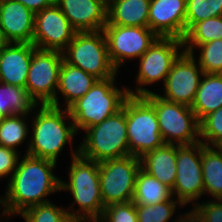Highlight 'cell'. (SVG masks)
I'll return each instance as SVG.
<instances>
[{
  "label": "cell",
  "mask_w": 222,
  "mask_h": 222,
  "mask_svg": "<svg viewBox=\"0 0 222 222\" xmlns=\"http://www.w3.org/2000/svg\"><path fill=\"white\" fill-rule=\"evenodd\" d=\"M57 164L49 159L21 155L4 189L5 215L10 220L31 206L51 201L48 198L51 194L61 192V176L55 174Z\"/></svg>",
  "instance_id": "6da1fadb"
},
{
  "label": "cell",
  "mask_w": 222,
  "mask_h": 222,
  "mask_svg": "<svg viewBox=\"0 0 222 222\" xmlns=\"http://www.w3.org/2000/svg\"><path fill=\"white\" fill-rule=\"evenodd\" d=\"M30 123L28 155L57 163L67 145L71 158L79 155V144L74 145L78 132L68 109L39 105L31 114Z\"/></svg>",
  "instance_id": "7a4b0ae2"
},
{
  "label": "cell",
  "mask_w": 222,
  "mask_h": 222,
  "mask_svg": "<svg viewBox=\"0 0 222 222\" xmlns=\"http://www.w3.org/2000/svg\"><path fill=\"white\" fill-rule=\"evenodd\" d=\"M68 164V179L60 180V191L68 192L74 200L66 206L67 212L74 222H97L105 208L100 189L99 162L78 155L70 157Z\"/></svg>",
  "instance_id": "3957f363"
},
{
  "label": "cell",
  "mask_w": 222,
  "mask_h": 222,
  "mask_svg": "<svg viewBox=\"0 0 222 222\" xmlns=\"http://www.w3.org/2000/svg\"><path fill=\"white\" fill-rule=\"evenodd\" d=\"M118 76L97 80L84 96L67 108L78 134L122 109L129 93L127 85L118 86Z\"/></svg>",
  "instance_id": "277c9868"
},
{
  "label": "cell",
  "mask_w": 222,
  "mask_h": 222,
  "mask_svg": "<svg viewBox=\"0 0 222 222\" xmlns=\"http://www.w3.org/2000/svg\"><path fill=\"white\" fill-rule=\"evenodd\" d=\"M83 133L85 135L79 141V155L87 160L102 162L130 155L126 112L123 108Z\"/></svg>",
  "instance_id": "5b68a950"
},
{
  "label": "cell",
  "mask_w": 222,
  "mask_h": 222,
  "mask_svg": "<svg viewBox=\"0 0 222 222\" xmlns=\"http://www.w3.org/2000/svg\"><path fill=\"white\" fill-rule=\"evenodd\" d=\"M184 51L183 40L175 37H158L148 50L138 59L135 84L127 86L129 95L144 96L154 91L156 83L164 84L173 62ZM148 87V88H145Z\"/></svg>",
  "instance_id": "8992f818"
},
{
  "label": "cell",
  "mask_w": 222,
  "mask_h": 222,
  "mask_svg": "<svg viewBox=\"0 0 222 222\" xmlns=\"http://www.w3.org/2000/svg\"><path fill=\"white\" fill-rule=\"evenodd\" d=\"M122 108L126 112L130 155L141 158L165 144L154 106L144 96L129 95Z\"/></svg>",
  "instance_id": "52a82bcc"
},
{
  "label": "cell",
  "mask_w": 222,
  "mask_h": 222,
  "mask_svg": "<svg viewBox=\"0 0 222 222\" xmlns=\"http://www.w3.org/2000/svg\"><path fill=\"white\" fill-rule=\"evenodd\" d=\"M62 54L66 63L82 69L98 80L108 79L121 73L110 60L103 30L76 32Z\"/></svg>",
  "instance_id": "ba28073f"
},
{
  "label": "cell",
  "mask_w": 222,
  "mask_h": 222,
  "mask_svg": "<svg viewBox=\"0 0 222 222\" xmlns=\"http://www.w3.org/2000/svg\"><path fill=\"white\" fill-rule=\"evenodd\" d=\"M154 106L165 144L191 145L200 142V125L190 106L168 101L155 92L144 95Z\"/></svg>",
  "instance_id": "9c48e42d"
},
{
  "label": "cell",
  "mask_w": 222,
  "mask_h": 222,
  "mask_svg": "<svg viewBox=\"0 0 222 222\" xmlns=\"http://www.w3.org/2000/svg\"><path fill=\"white\" fill-rule=\"evenodd\" d=\"M140 158L129 155L99 162V179L104 207L133 200Z\"/></svg>",
  "instance_id": "30bf717a"
},
{
  "label": "cell",
  "mask_w": 222,
  "mask_h": 222,
  "mask_svg": "<svg viewBox=\"0 0 222 222\" xmlns=\"http://www.w3.org/2000/svg\"><path fill=\"white\" fill-rule=\"evenodd\" d=\"M176 180L172 196L185 207L195 206L204 199L202 175V143L177 145ZM191 203V204H190Z\"/></svg>",
  "instance_id": "8fae6325"
},
{
  "label": "cell",
  "mask_w": 222,
  "mask_h": 222,
  "mask_svg": "<svg viewBox=\"0 0 222 222\" xmlns=\"http://www.w3.org/2000/svg\"><path fill=\"white\" fill-rule=\"evenodd\" d=\"M103 33L110 60L118 72L122 65L138 60L158 38L149 27L105 25Z\"/></svg>",
  "instance_id": "7c38bea8"
},
{
  "label": "cell",
  "mask_w": 222,
  "mask_h": 222,
  "mask_svg": "<svg viewBox=\"0 0 222 222\" xmlns=\"http://www.w3.org/2000/svg\"><path fill=\"white\" fill-rule=\"evenodd\" d=\"M62 62L60 51L34 50L25 88L39 105L51 104L55 100Z\"/></svg>",
  "instance_id": "4fadbf2b"
},
{
  "label": "cell",
  "mask_w": 222,
  "mask_h": 222,
  "mask_svg": "<svg viewBox=\"0 0 222 222\" xmlns=\"http://www.w3.org/2000/svg\"><path fill=\"white\" fill-rule=\"evenodd\" d=\"M203 74L194 56L183 51L173 62L164 84H160L163 88L153 91L168 101L191 107Z\"/></svg>",
  "instance_id": "5bb4252c"
},
{
  "label": "cell",
  "mask_w": 222,
  "mask_h": 222,
  "mask_svg": "<svg viewBox=\"0 0 222 222\" xmlns=\"http://www.w3.org/2000/svg\"><path fill=\"white\" fill-rule=\"evenodd\" d=\"M75 33L69 20L56 4L35 14L32 43L38 49L62 52Z\"/></svg>",
  "instance_id": "9a60e30c"
},
{
  "label": "cell",
  "mask_w": 222,
  "mask_h": 222,
  "mask_svg": "<svg viewBox=\"0 0 222 222\" xmlns=\"http://www.w3.org/2000/svg\"><path fill=\"white\" fill-rule=\"evenodd\" d=\"M35 13L14 0H0L2 43H32Z\"/></svg>",
  "instance_id": "2e32d148"
},
{
  "label": "cell",
  "mask_w": 222,
  "mask_h": 222,
  "mask_svg": "<svg viewBox=\"0 0 222 222\" xmlns=\"http://www.w3.org/2000/svg\"><path fill=\"white\" fill-rule=\"evenodd\" d=\"M148 27L158 37L183 39L186 33V0H150Z\"/></svg>",
  "instance_id": "e0dca14e"
},
{
  "label": "cell",
  "mask_w": 222,
  "mask_h": 222,
  "mask_svg": "<svg viewBox=\"0 0 222 222\" xmlns=\"http://www.w3.org/2000/svg\"><path fill=\"white\" fill-rule=\"evenodd\" d=\"M76 32L102 31L107 24V0H55Z\"/></svg>",
  "instance_id": "ac0fdd59"
},
{
  "label": "cell",
  "mask_w": 222,
  "mask_h": 222,
  "mask_svg": "<svg viewBox=\"0 0 222 222\" xmlns=\"http://www.w3.org/2000/svg\"><path fill=\"white\" fill-rule=\"evenodd\" d=\"M36 48L33 43H1L0 82L25 88Z\"/></svg>",
  "instance_id": "d6986e66"
},
{
  "label": "cell",
  "mask_w": 222,
  "mask_h": 222,
  "mask_svg": "<svg viewBox=\"0 0 222 222\" xmlns=\"http://www.w3.org/2000/svg\"><path fill=\"white\" fill-rule=\"evenodd\" d=\"M97 80L93 75L63 60L55 100L50 105L67 109L77 99L84 96Z\"/></svg>",
  "instance_id": "ffe728a7"
},
{
  "label": "cell",
  "mask_w": 222,
  "mask_h": 222,
  "mask_svg": "<svg viewBox=\"0 0 222 222\" xmlns=\"http://www.w3.org/2000/svg\"><path fill=\"white\" fill-rule=\"evenodd\" d=\"M177 144H164L140 158L141 169L171 190L176 180Z\"/></svg>",
  "instance_id": "44dd1931"
},
{
  "label": "cell",
  "mask_w": 222,
  "mask_h": 222,
  "mask_svg": "<svg viewBox=\"0 0 222 222\" xmlns=\"http://www.w3.org/2000/svg\"><path fill=\"white\" fill-rule=\"evenodd\" d=\"M150 0H107V24L148 27Z\"/></svg>",
  "instance_id": "7402d4cb"
},
{
  "label": "cell",
  "mask_w": 222,
  "mask_h": 222,
  "mask_svg": "<svg viewBox=\"0 0 222 222\" xmlns=\"http://www.w3.org/2000/svg\"><path fill=\"white\" fill-rule=\"evenodd\" d=\"M222 107V74L204 73L191 109L199 122Z\"/></svg>",
  "instance_id": "603a6c76"
},
{
  "label": "cell",
  "mask_w": 222,
  "mask_h": 222,
  "mask_svg": "<svg viewBox=\"0 0 222 222\" xmlns=\"http://www.w3.org/2000/svg\"><path fill=\"white\" fill-rule=\"evenodd\" d=\"M202 175L206 199H222V150L202 143Z\"/></svg>",
  "instance_id": "cb8c5ba5"
},
{
  "label": "cell",
  "mask_w": 222,
  "mask_h": 222,
  "mask_svg": "<svg viewBox=\"0 0 222 222\" xmlns=\"http://www.w3.org/2000/svg\"><path fill=\"white\" fill-rule=\"evenodd\" d=\"M30 120L31 115L16 114L6 116L0 121V146L11 148L19 152L21 147L26 143L27 149H21L20 152L23 151L27 154L30 144V141H28L30 140V138H28L30 137Z\"/></svg>",
  "instance_id": "d4e9b609"
},
{
  "label": "cell",
  "mask_w": 222,
  "mask_h": 222,
  "mask_svg": "<svg viewBox=\"0 0 222 222\" xmlns=\"http://www.w3.org/2000/svg\"><path fill=\"white\" fill-rule=\"evenodd\" d=\"M38 106L26 88L0 82V111L5 116L31 115Z\"/></svg>",
  "instance_id": "484cf974"
},
{
  "label": "cell",
  "mask_w": 222,
  "mask_h": 222,
  "mask_svg": "<svg viewBox=\"0 0 222 222\" xmlns=\"http://www.w3.org/2000/svg\"><path fill=\"white\" fill-rule=\"evenodd\" d=\"M171 197L172 192L169 187L140 168L132 200L135 205H154L167 201Z\"/></svg>",
  "instance_id": "4316f807"
},
{
  "label": "cell",
  "mask_w": 222,
  "mask_h": 222,
  "mask_svg": "<svg viewBox=\"0 0 222 222\" xmlns=\"http://www.w3.org/2000/svg\"><path fill=\"white\" fill-rule=\"evenodd\" d=\"M222 39V16L194 23L183 37V49L191 53L198 45Z\"/></svg>",
  "instance_id": "83f0119b"
},
{
  "label": "cell",
  "mask_w": 222,
  "mask_h": 222,
  "mask_svg": "<svg viewBox=\"0 0 222 222\" xmlns=\"http://www.w3.org/2000/svg\"><path fill=\"white\" fill-rule=\"evenodd\" d=\"M180 208L182 210L185 206L173 196L154 205H136L137 219L138 222H178V217L182 213Z\"/></svg>",
  "instance_id": "f1b7e54d"
},
{
  "label": "cell",
  "mask_w": 222,
  "mask_h": 222,
  "mask_svg": "<svg viewBox=\"0 0 222 222\" xmlns=\"http://www.w3.org/2000/svg\"><path fill=\"white\" fill-rule=\"evenodd\" d=\"M25 222H74L66 207L52 201L31 206L19 215Z\"/></svg>",
  "instance_id": "f546056e"
},
{
  "label": "cell",
  "mask_w": 222,
  "mask_h": 222,
  "mask_svg": "<svg viewBox=\"0 0 222 222\" xmlns=\"http://www.w3.org/2000/svg\"><path fill=\"white\" fill-rule=\"evenodd\" d=\"M191 55L197 60L204 73L222 74V39L198 45Z\"/></svg>",
  "instance_id": "4dcf8cb0"
},
{
  "label": "cell",
  "mask_w": 222,
  "mask_h": 222,
  "mask_svg": "<svg viewBox=\"0 0 222 222\" xmlns=\"http://www.w3.org/2000/svg\"><path fill=\"white\" fill-rule=\"evenodd\" d=\"M222 16V0H186V31L208 18Z\"/></svg>",
  "instance_id": "1f68e13d"
},
{
  "label": "cell",
  "mask_w": 222,
  "mask_h": 222,
  "mask_svg": "<svg viewBox=\"0 0 222 222\" xmlns=\"http://www.w3.org/2000/svg\"><path fill=\"white\" fill-rule=\"evenodd\" d=\"M200 142L218 146L222 142V107L205 116L200 122Z\"/></svg>",
  "instance_id": "d6a6232c"
},
{
  "label": "cell",
  "mask_w": 222,
  "mask_h": 222,
  "mask_svg": "<svg viewBox=\"0 0 222 222\" xmlns=\"http://www.w3.org/2000/svg\"><path fill=\"white\" fill-rule=\"evenodd\" d=\"M97 222H138L136 205L133 201L108 205Z\"/></svg>",
  "instance_id": "836d02e7"
},
{
  "label": "cell",
  "mask_w": 222,
  "mask_h": 222,
  "mask_svg": "<svg viewBox=\"0 0 222 222\" xmlns=\"http://www.w3.org/2000/svg\"><path fill=\"white\" fill-rule=\"evenodd\" d=\"M22 154L14 149L0 146V181L7 178V181L12 176L17 168L19 159Z\"/></svg>",
  "instance_id": "e575fe53"
},
{
  "label": "cell",
  "mask_w": 222,
  "mask_h": 222,
  "mask_svg": "<svg viewBox=\"0 0 222 222\" xmlns=\"http://www.w3.org/2000/svg\"><path fill=\"white\" fill-rule=\"evenodd\" d=\"M194 207L208 222H222V199L201 200Z\"/></svg>",
  "instance_id": "d590c367"
},
{
  "label": "cell",
  "mask_w": 222,
  "mask_h": 222,
  "mask_svg": "<svg viewBox=\"0 0 222 222\" xmlns=\"http://www.w3.org/2000/svg\"><path fill=\"white\" fill-rule=\"evenodd\" d=\"M22 3L33 13H38L39 11L51 7L55 4V0H14Z\"/></svg>",
  "instance_id": "8d00e7d4"
},
{
  "label": "cell",
  "mask_w": 222,
  "mask_h": 222,
  "mask_svg": "<svg viewBox=\"0 0 222 222\" xmlns=\"http://www.w3.org/2000/svg\"><path fill=\"white\" fill-rule=\"evenodd\" d=\"M188 208L190 209L179 215L178 222H208L195 207L188 206Z\"/></svg>",
  "instance_id": "74e56055"
},
{
  "label": "cell",
  "mask_w": 222,
  "mask_h": 222,
  "mask_svg": "<svg viewBox=\"0 0 222 222\" xmlns=\"http://www.w3.org/2000/svg\"><path fill=\"white\" fill-rule=\"evenodd\" d=\"M0 214H5V194L0 195Z\"/></svg>",
  "instance_id": "f35d334b"
},
{
  "label": "cell",
  "mask_w": 222,
  "mask_h": 222,
  "mask_svg": "<svg viewBox=\"0 0 222 222\" xmlns=\"http://www.w3.org/2000/svg\"><path fill=\"white\" fill-rule=\"evenodd\" d=\"M5 219V220H4ZM10 222V220L5 214H0V222Z\"/></svg>",
  "instance_id": "ab89813d"
},
{
  "label": "cell",
  "mask_w": 222,
  "mask_h": 222,
  "mask_svg": "<svg viewBox=\"0 0 222 222\" xmlns=\"http://www.w3.org/2000/svg\"><path fill=\"white\" fill-rule=\"evenodd\" d=\"M6 116L0 111V121H2Z\"/></svg>",
  "instance_id": "60d3db41"
},
{
  "label": "cell",
  "mask_w": 222,
  "mask_h": 222,
  "mask_svg": "<svg viewBox=\"0 0 222 222\" xmlns=\"http://www.w3.org/2000/svg\"><path fill=\"white\" fill-rule=\"evenodd\" d=\"M218 147L222 150V142L218 145Z\"/></svg>",
  "instance_id": "b9f144b4"
}]
</instances>
